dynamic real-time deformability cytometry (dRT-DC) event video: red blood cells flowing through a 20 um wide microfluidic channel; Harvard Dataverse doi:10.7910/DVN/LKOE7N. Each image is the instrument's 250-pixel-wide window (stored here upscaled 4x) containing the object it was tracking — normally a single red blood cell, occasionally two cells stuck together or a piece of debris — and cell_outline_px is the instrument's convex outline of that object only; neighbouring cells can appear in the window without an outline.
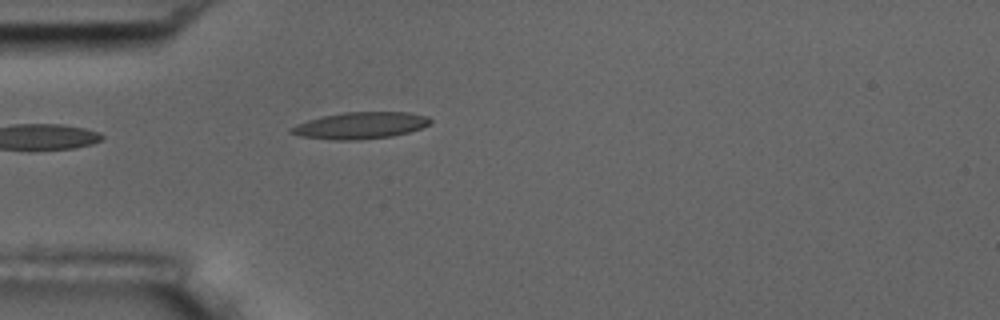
{"species": "common noctule bat (a hibernating species)", "species_latin": "Nyctalus noctula", "temperature_condition": "room temperature", "stored_images_in_passage": 1, "camera_frame_rate_fps": 3000, "um_per_image_px": 0.085, "animal": {"sex": "male", "body_mass_g": 17.5, "forearm_length_mm": 52.3}, "frame": {"image": 1, "passage_image": 1, "time_ms": 0.0, "image_size_px": [1000, 320], "cell_outline_px": [[432, 124], [408, 132], [392, 136], [360, 140], [336, 140], [300, 136], [288, 132], [288, 128], [296, 124], [320, 116], [344, 112], [408, 112], [428, 116], [432, 120]], "centroid_in_image_um": [30.62, 10.66], "position_along_channel_um": 54.4, "area_um2": 21.85}}